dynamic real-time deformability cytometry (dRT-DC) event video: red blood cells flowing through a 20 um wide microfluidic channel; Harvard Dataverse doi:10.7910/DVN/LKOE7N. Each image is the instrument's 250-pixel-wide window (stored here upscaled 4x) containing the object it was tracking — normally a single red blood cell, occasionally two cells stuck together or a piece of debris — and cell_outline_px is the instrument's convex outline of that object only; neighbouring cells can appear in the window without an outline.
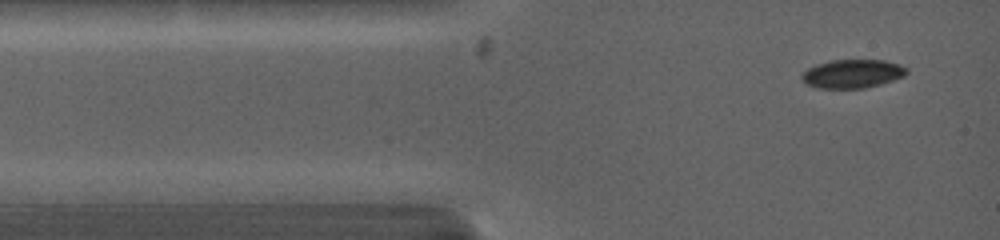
{"species": "common noctule bat (a hibernating species)", "species_latin": "Nyctalus noctula", "temperature_condition": "warm", "stored_images_in_passage": 11, "camera_frame_rate_fps": 5000, "um_per_image_px": 0.085, "animal": {"sex": "female", "body_mass_g": 19.0, "forearm_length_mm": 53.3}, "frame": {"image": 1, "passage_image": 1, "time_ms": 0.0, "image_size_px": [1000, 240], "cell_outline_px": [[908, 72], [904, 76], [880, 84], [864, 88], [816, 88], [808, 84], [800, 76], [808, 68], [816, 64], [832, 60], [884, 60], [900, 64], [908, 68]], "centroid_in_image_um": [72.48, 6.26], "position_along_channel_um": 12.5, "area_um2": 17.4}}
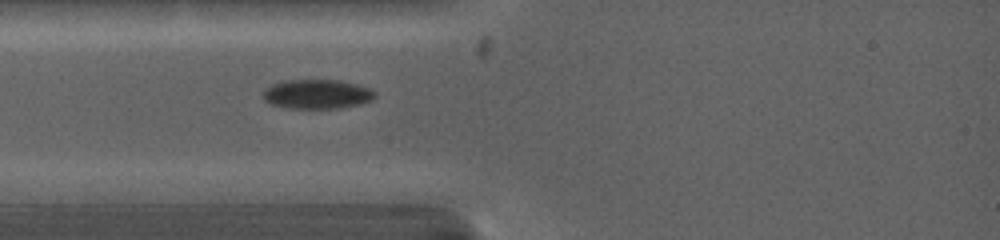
{"frame": {"image": 2, "passage_image": 5, "time_ms": 2.0, "image_size_px": [1000, 240], "cell_outline_px": [[376, 96], [372, 100], [360, 104], [340, 108], [288, 108], [272, 104], [264, 100], [264, 88], [272, 84], [288, 80], [336, 80], [356, 84], [368, 88], [376, 92]], "centroid_in_image_um": [26.96, 8.0], "position_along_channel_um": 58.0, "area_um2": 19.02}}
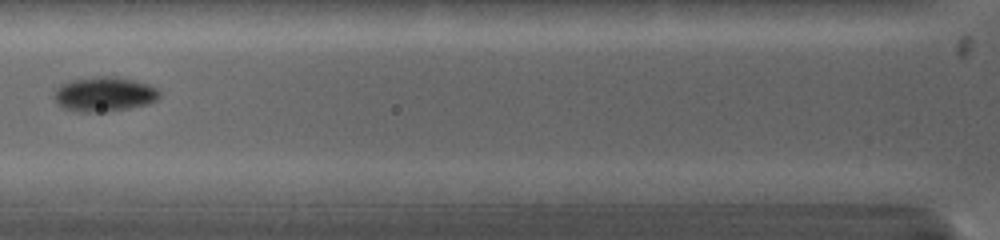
{"frame": {"image": 3, "passage_image": 8, "time_ms": 3.4, "image_size_px": [1000, 240], "cell_outline_px": [[160, 96], [156, 100], [148, 104], [128, 108], [104, 112], [80, 112], [64, 108], [56, 104], [52, 96], [56, 88], [60, 84], [68, 80], [100, 76], [108, 76], [132, 80], [148, 84], [156, 88], [160, 92]], "centroid_in_image_um": [8.81, 8.01], "position_along_channel_um": 117.0, "area_um2": 21.39}}